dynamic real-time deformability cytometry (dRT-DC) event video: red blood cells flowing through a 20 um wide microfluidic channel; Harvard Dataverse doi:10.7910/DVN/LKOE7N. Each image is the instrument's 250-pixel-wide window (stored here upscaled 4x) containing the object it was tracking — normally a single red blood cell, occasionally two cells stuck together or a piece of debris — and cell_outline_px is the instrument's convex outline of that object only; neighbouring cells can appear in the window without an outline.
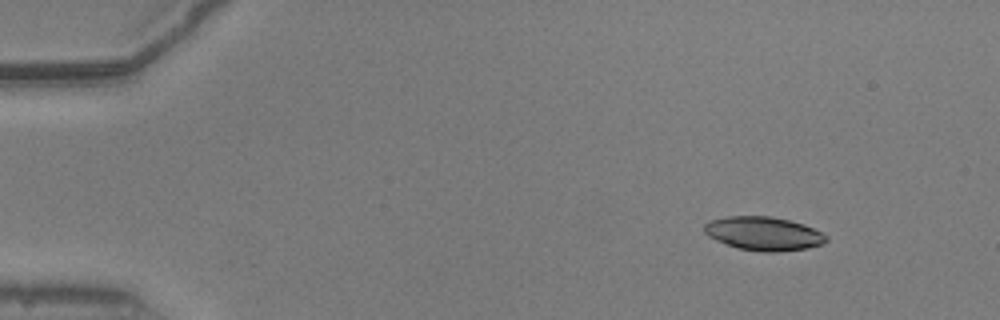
{"species": "common noctule bat (a hibernating species)", "species_latin": "Nyctalus noctula", "temperature_condition": "warm", "stored_images_in_passage": 47, "camera_frame_rate_fps": 3000, "um_per_image_px": 0.085, "animal": {"sex": "male", "body_mass_g": 20.5, "forearm_length_mm": 52.5}, "frame": {"image": 1, "passage_image": 1, "time_ms": 0.0, "image_size_px": [1000, 320], "cell_outline_px": [[828, 240], [824, 244], [808, 248], [780, 252], [764, 252], [736, 248], [716, 240], [708, 236], [704, 232], [704, 224], [708, 220], [728, 216], [772, 216], [804, 224], [828, 236]], "centroid_in_image_um": [64.9, 19.86], "position_along_channel_um": 20.1, "area_um2": 24.16}}
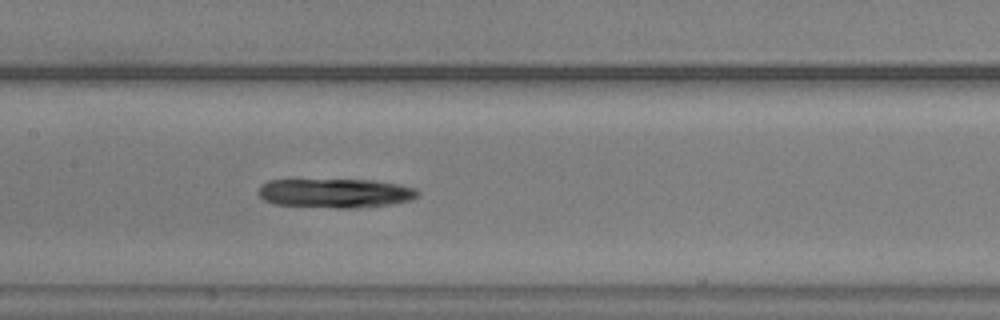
{"frame": {"image": 2, "passage_image": 21, "time_ms": 6.667, "image_size_px": [1000, 320], "cell_outline_px": [[420, 192], [412, 200], [388, 204], [356, 208], [336, 208], [272, 204], [264, 200], [256, 192], [260, 184], [268, 180], [376, 180], [400, 184], [416, 188]], "centroid_in_image_um": [28.47, 16.41], "position_along_channel_um": 178.9, "area_um2": 27.34}}
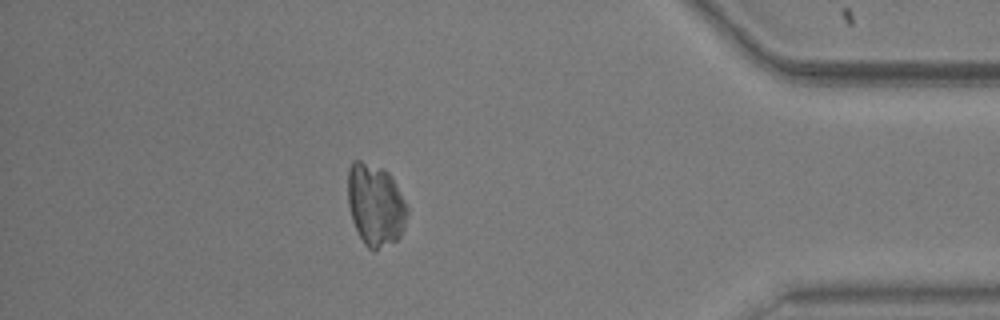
{"frame": {"image": 3, "passage_image": 41, "time_ms": 13.333, "image_size_px": [1000, 320], "cell_outline_px": [[408, 212], [400, 236], [396, 240], [376, 248], [368, 248], [364, 244], [352, 220], [348, 204], [348, 168], [352, 160], [360, 160], [384, 168], [388, 172], [404, 200], [408, 208]], "centroid_in_image_um": [31.88, 17.36], "position_along_channel_um": 403.3, "area_um2": 28.03}, "authors_computed_cell_mechanics": {"area_um2": 27.9174, "velocity_mm_per_s": 3.9093, "shape_relaxation_time_tau1_ms": 9.2226, "shape_relaxation_time_tau2_ms": 1.7153, "deformation_change_tau1": 0.1577, "deformation_change_tau2": 0.0446}}